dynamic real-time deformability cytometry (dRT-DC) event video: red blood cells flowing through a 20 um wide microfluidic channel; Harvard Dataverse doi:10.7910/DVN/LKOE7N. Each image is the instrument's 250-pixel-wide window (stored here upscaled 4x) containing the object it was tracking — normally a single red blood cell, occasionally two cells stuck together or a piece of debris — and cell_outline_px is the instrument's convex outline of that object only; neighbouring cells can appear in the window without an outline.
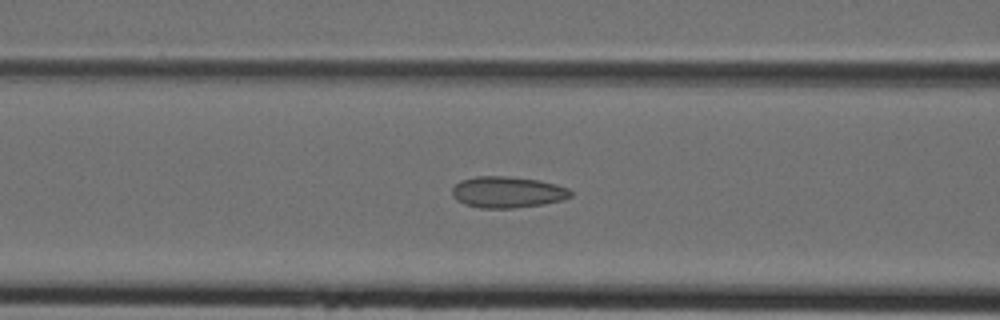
{"species": "Egyptian fruit bat (a non-hibernating species)", "species_latin": "Rousettus aegyptiacus", "temperature_condition": "cold", "stored_images_in_passage": 14, "camera_frame_rate_fps": 3000, "um_per_image_px": 0.085, "animal": {"sex": "female"}, "frame": {"image": 1, "passage_image": 8, "time_ms": 2.333, "image_size_px": [1000, 320], "cell_outline_px": [[572, 196], [564, 200], [544, 204], [512, 208], [480, 208], [464, 204], [456, 200], [452, 196], [452, 188], [460, 180], [476, 176], [508, 176], [540, 180], [556, 184], [568, 188], [572, 192]], "centroid_in_image_um": [43.14, 16.33], "position_along_channel_um": 123.5, "area_um2": 21.85}}
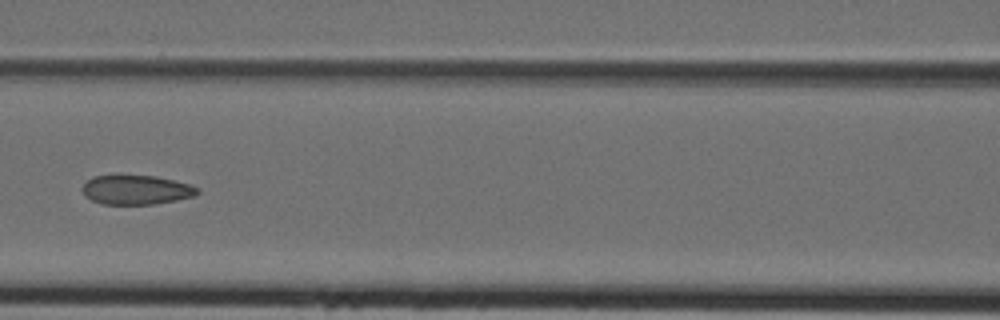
{"frame": {"image": 2, "passage_image": 10, "time_ms": 3.0, "image_size_px": [1000, 320], "cell_outline_px": [[200, 192], [196, 196], [156, 204], [100, 204], [84, 196], [80, 188], [84, 180], [92, 176], [156, 176], [188, 184], [200, 188]], "centroid_in_image_um": [11.54, 16.14], "position_along_channel_um": 155.1, "area_um2": 19.88}}
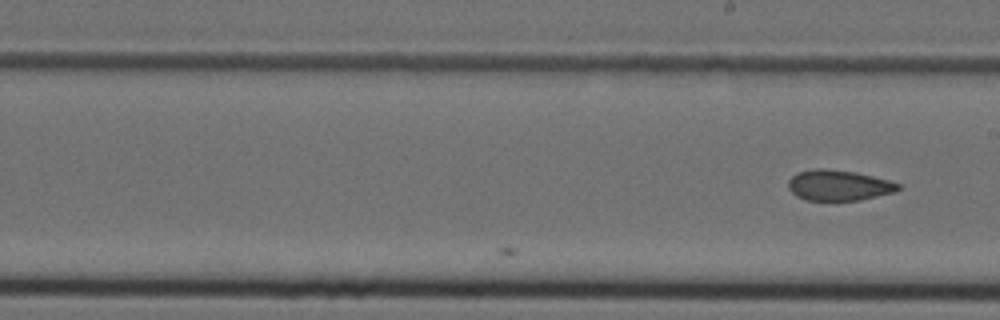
{"frame": {"image": 3, "passage_image": 14, "time_ms": 4.333, "image_size_px": [1000, 320], "cell_outline_px": [[900, 188], [896, 192], [860, 200], [804, 200], [796, 196], [788, 188], [788, 180], [796, 172], [816, 168], [824, 168], [856, 172], [888, 180], [900, 184]], "centroid_in_image_um": [71.27, 15.75], "position_along_channel_um": 217.7, "area_um2": 19.71}}